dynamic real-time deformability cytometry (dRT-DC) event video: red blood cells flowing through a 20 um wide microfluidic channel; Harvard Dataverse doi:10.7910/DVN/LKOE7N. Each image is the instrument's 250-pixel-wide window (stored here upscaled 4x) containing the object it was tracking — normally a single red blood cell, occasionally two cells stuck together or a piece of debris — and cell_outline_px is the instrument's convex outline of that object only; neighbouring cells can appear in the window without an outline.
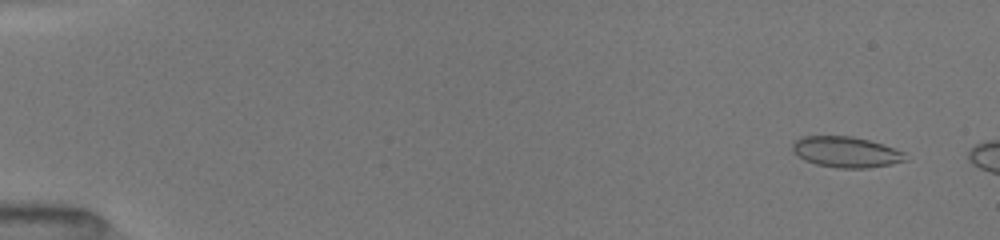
{"species": "common noctule bat (a hibernating species)", "species_latin": "Nyctalus noctula", "temperature_condition": "room temperature", "stored_images_in_passage": 10, "camera_frame_rate_fps": 3000, "um_per_image_px": 0.085, "animal": {"sex": "female", "body_mass_g": 19.5, "forearm_length_mm": 54.1}, "frame": {"image": 1, "passage_image": 4, "time_ms": 1.0, "image_size_px": [1000, 240], "cell_outline_px": [[908, 160], [868, 168], [836, 168], [816, 164], [804, 160], [792, 152], [792, 144], [800, 136], [852, 136], [868, 140], [904, 152]], "centroid_in_image_um": [71.86, 12.92], "position_along_channel_um": 13.1, "area_um2": 20.17}}